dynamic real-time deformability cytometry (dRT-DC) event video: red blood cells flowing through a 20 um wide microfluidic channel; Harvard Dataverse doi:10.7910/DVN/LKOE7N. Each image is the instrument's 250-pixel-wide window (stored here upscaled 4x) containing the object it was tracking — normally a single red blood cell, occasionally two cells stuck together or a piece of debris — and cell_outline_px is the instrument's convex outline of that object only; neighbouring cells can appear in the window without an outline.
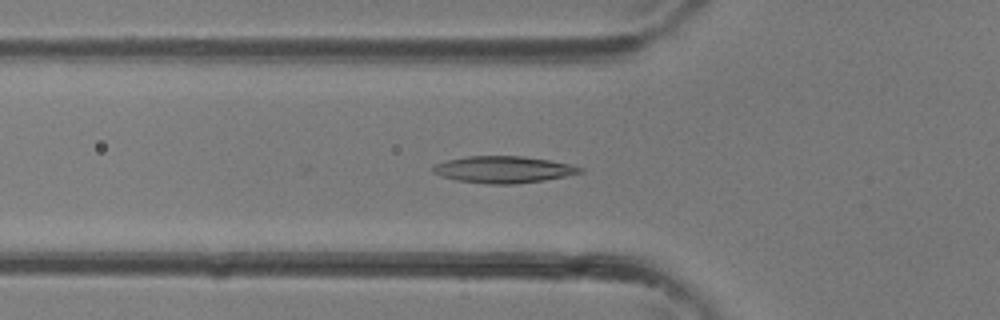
{"species": "common noctule bat (a hibernating species)", "species_latin": "Nyctalus noctula", "temperature_condition": "room temperature", "stored_images_in_passage": 30, "camera_frame_rate_fps": 3000, "um_per_image_px": 0.085, "animal": {"sex": "female"}, "frame": {"image": 1, "passage_image": 6, "time_ms": 1.667, "image_size_px": [1000, 320], "cell_outline_px": [[584, 172], [544, 180], [512, 184], [488, 184], [456, 180], [440, 176], [432, 172], [432, 168], [436, 164], [448, 160], [468, 156], [524, 156], [572, 164], [584, 168]], "centroid_in_image_um": [42.8, 14.41], "position_along_channel_um": 83.0, "area_um2": 22.89}}
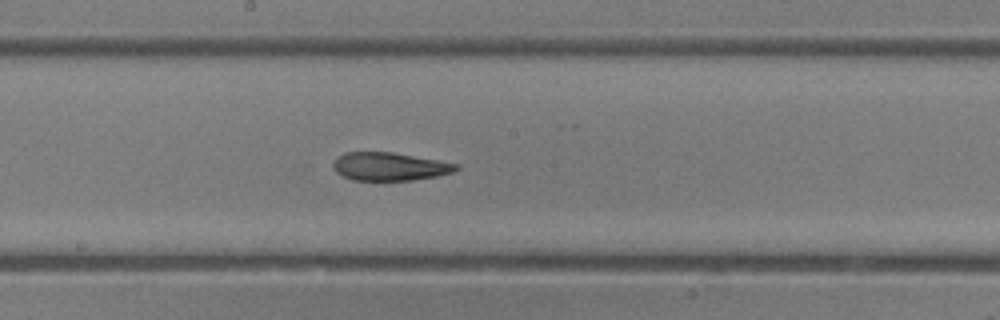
{"frame": {"image": 2, "passage_image": 13, "time_ms": 4.0, "image_size_px": [1000, 320], "cell_outline_px": [[460, 168], [452, 172], [436, 176], [412, 180], [352, 180], [336, 172], [332, 168], [332, 164], [336, 156], [344, 152], [392, 152], [460, 164]], "centroid_in_image_um": [33.08, 14.14], "position_along_channel_um": 215.1, "area_um2": 20.23}}
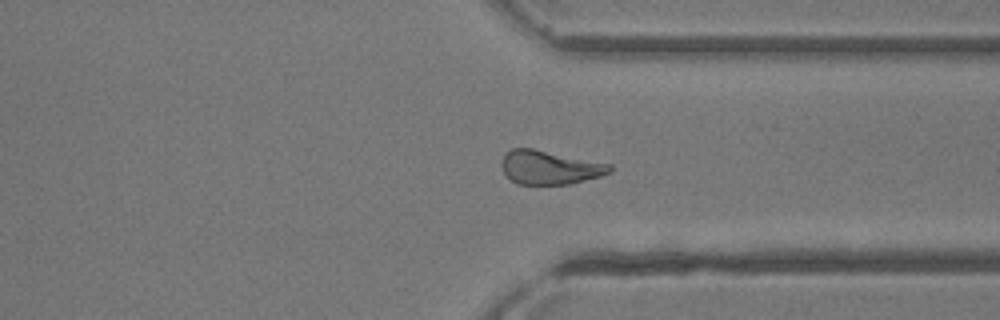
{"frame": {"image": 3, "passage_image": 21, "time_ms": 6.667, "image_size_px": [1000, 320], "cell_outline_px": [[612, 172], [600, 176], [572, 184], [516, 184], [504, 172], [500, 164], [504, 156], [512, 148], [532, 148], [612, 164]], "centroid_in_image_um": [46.75, 14.23], "position_along_channel_um": 364.6, "area_um2": 21.27}}